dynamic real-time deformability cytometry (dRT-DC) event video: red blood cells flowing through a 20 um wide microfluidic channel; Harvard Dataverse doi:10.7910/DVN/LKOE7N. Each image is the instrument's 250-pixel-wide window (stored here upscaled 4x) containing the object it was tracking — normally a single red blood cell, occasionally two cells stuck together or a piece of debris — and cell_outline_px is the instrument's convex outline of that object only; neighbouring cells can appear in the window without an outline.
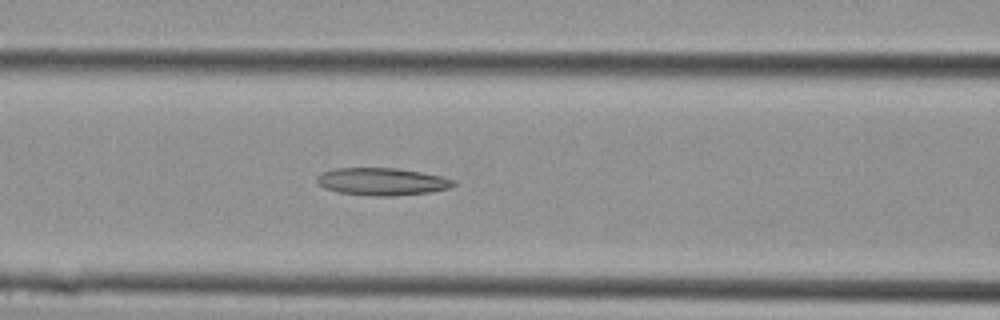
{"species": "Egyptian fruit bat (a non-hibernating species)", "species_latin": "Rousettus aegyptiacus", "temperature_condition": "cold", "stored_images_in_passage": 13, "camera_frame_rate_fps": 3000, "um_per_image_px": 0.085, "animal": {"sex": "female"}, "frame": {"image": 1, "passage_image": 11, "time_ms": 3.333, "image_size_px": [1000, 320], "cell_outline_px": [[456, 184], [448, 188], [432, 192], [392, 196], [380, 196], [340, 192], [324, 188], [316, 184], [316, 176], [320, 172], [336, 168], [396, 168], [424, 172], [444, 176], [456, 180]], "centroid_in_image_um": [32.49, 15.42], "position_along_channel_um": 134.1, "area_um2": 22.08}}
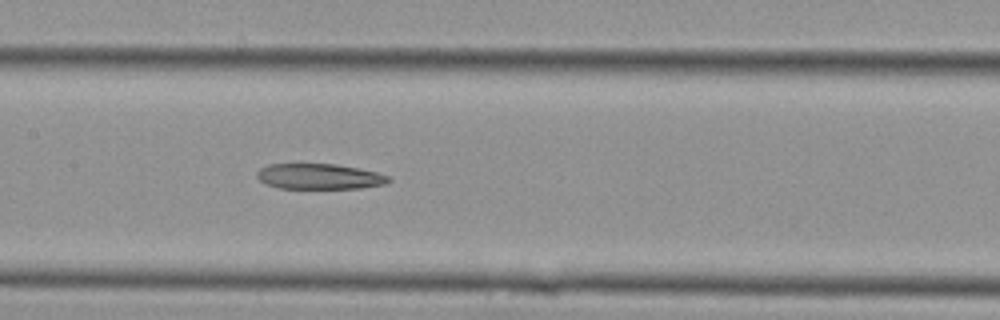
{"frame": {"image": 2, "passage_image": 13, "time_ms": 4.0, "image_size_px": [1000, 320], "cell_outline_px": [[392, 180], [384, 184], [360, 188], [276, 188], [260, 180], [256, 176], [256, 172], [260, 168], [268, 164], [336, 164], [376, 172], [392, 176]], "centroid_in_image_um": [27.15, 15.0], "position_along_channel_um": 180.3, "area_um2": 19.54}}